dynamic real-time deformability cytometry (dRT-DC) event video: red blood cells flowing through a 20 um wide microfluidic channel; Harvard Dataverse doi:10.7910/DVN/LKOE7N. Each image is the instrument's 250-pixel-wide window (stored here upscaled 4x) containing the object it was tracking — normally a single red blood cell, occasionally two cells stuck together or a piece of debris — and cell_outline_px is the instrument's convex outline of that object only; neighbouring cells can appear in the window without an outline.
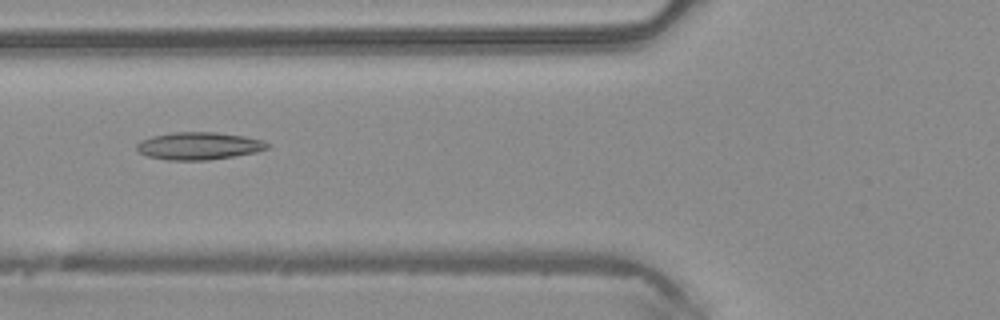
{"species": "common noctule bat (a hibernating species)", "species_latin": "Nyctalus noctula", "temperature_condition": "warm", "stored_images_in_passage": 3, "camera_frame_rate_fps": 3000, "um_per_image_px": 0.085, "animal": {"sex": "male", "body_mass_g": 20.4}, "frame": {"image": 1, "passage_image": 3, "time_ms": 0.667, "image_size_px": [1000, 320], "cell_outline_px": [[272, 144], [268, 148], [256, 152], [208, 160], [168, 160], [148, 156], [140, 152], [136, 148], [136, 144], [140, 140], [152, 136], [172, 132], [216, 132], [244, 136], [264, 140]], "centroid_in_image_um": [16.92, 12.39], "position_along_channel_um": 108.9, "area_um2": 20.98}}